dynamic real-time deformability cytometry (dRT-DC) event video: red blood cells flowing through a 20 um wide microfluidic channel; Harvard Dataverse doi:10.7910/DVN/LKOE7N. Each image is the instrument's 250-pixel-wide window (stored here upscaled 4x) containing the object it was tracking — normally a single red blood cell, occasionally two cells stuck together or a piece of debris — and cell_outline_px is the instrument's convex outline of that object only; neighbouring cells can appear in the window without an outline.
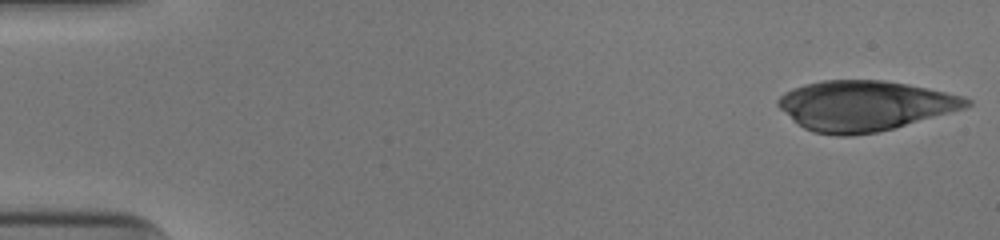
{"species": "human", "species_latin": "Homo sapiens", "temperature_condition": "cold", "stored_images_in_passage": 51, "camera_frame_rate_fps": 3000, "um_per_image_px": 0.085, "donor": {"sex": "male"}, "frame": {"image": 1, "passage_image": 1, "time_ms": 0.0, "image_size_px": [1000, 240], "cell_outline_px": [[972, 104], [964, 108], [892, 128], [876, 132], [852, 136], [840, 136], [812, 132], [804, 128], [780, 108], [776, 104], [776, 100], [784, 92], [808, 84], [824, 80], [884, 80], [964, 96], [972, 100]], "centroid_in_image_um": [73.47, 8.99], "position_along_channel_um": 11.5, "area_um2": 54.22}}
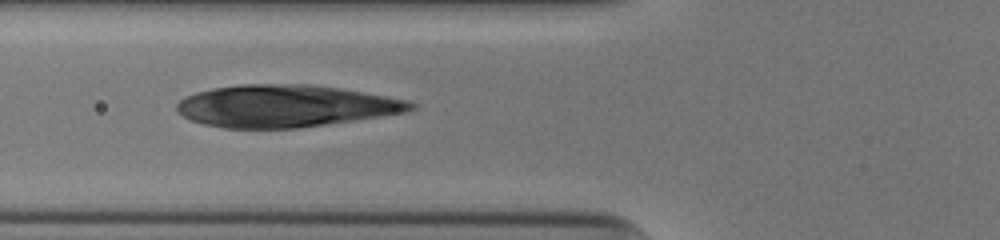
{"frame": {"image": 2, "passage_image": 19, "time_ms": 6.0, "image_size_px": [1000, 240], "cell_outline_px": [[416, 108], [404, 112], [300, 128], [224, 128], [204, 124], [192, 120], [184, 116], [176, 108], [176, 104], [180, 100], [196, 92], [212, 88], [240, 84], [308, 84], [336, 88], [408, 100], [416, 104]], "centroid_in_image_um": [24.21, 9.01], "position_along_channel_um": 101.6, "area_um2": 56.76}}
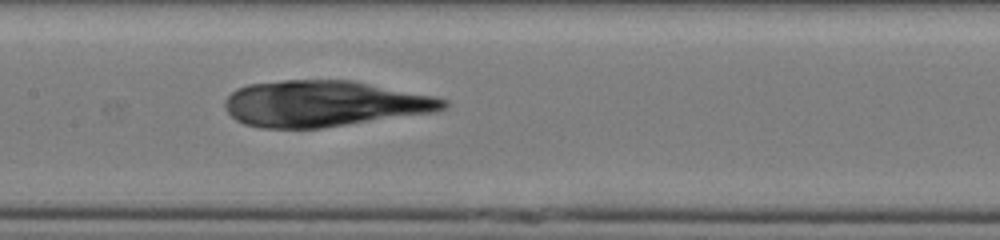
{"frame": {"image": 3, "passage_image": 25, "time_ms": 8.0, "image_size_px": [1000, 240], "cell_outline_px": [[448, 104], [444, 108], [436, 112], [320, 128], [260, 128], [244, 124], [236, 120], [228, 112], [224, 104], [224, 100], [236, 88], [248, 84], [284, 80], [352, 80], [436, 96], [448, 100]], "centroid_in_image_um": [27.55, 8.8], "position_along_channel_um": 179.8, "area_um2": 58.78}}